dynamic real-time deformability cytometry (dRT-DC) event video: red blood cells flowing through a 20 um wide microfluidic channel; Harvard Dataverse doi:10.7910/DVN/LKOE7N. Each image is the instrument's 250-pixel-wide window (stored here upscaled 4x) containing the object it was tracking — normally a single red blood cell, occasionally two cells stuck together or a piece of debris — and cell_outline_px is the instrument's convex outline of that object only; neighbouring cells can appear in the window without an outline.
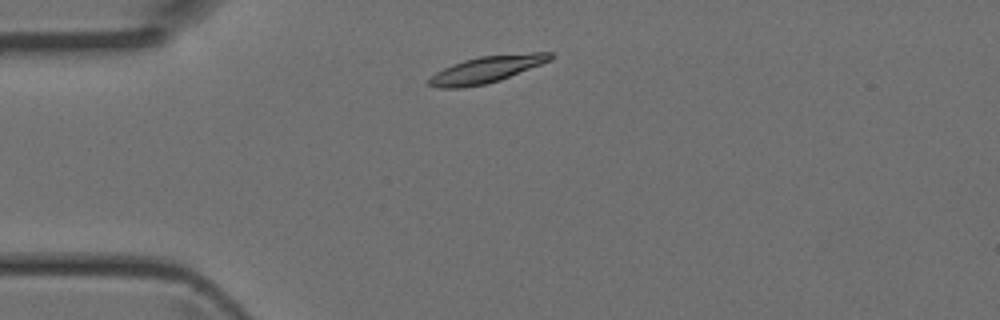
{"species": "Egyptian fruit bat (a non-hibernating species)", "species_latin": "Rousettus aegyptiacus", "temperature_condition": "room temperature", "stored_images_in_passage": 2, "camera_frame_rate_fps": 3000, "um_per_image_px": 0.085, "animal": {"sex": "female"}, "frame": {"image": 1, "passage_image": 2, "time_ms": 0.333, "image_size_px": [1000, 320], "cell_outline_px": [[556, 56], [552, 60], [500, 80], [484, 84], [464, 88], [436, 88], [428, 84], [428, 80], [436, 72], [452, 64], [464, 60], [480, 56], [532, 52], [552, 52]], "centroid_in_image_um": [41.39, 5.89], "position_along_channel_um": 43.6, "area_um2": 18.96}}